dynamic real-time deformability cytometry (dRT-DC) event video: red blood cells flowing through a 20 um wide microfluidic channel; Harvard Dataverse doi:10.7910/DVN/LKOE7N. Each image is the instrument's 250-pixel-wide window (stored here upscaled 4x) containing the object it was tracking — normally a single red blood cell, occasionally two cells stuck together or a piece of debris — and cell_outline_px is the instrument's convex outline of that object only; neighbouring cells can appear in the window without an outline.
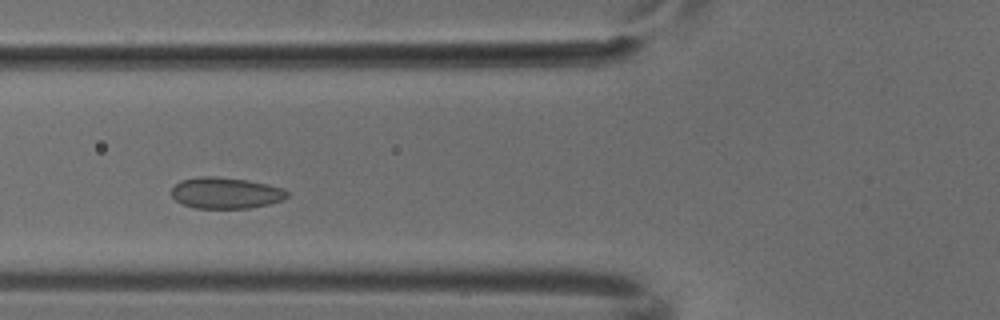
{"species": "common noctule bat (a hibernating species)", "species_latin": "Nyctalus noctula", "temperature_condition": "cold", "stored_images_in_passage": 5, "camera_frame_rate_fps": 3000, "um_per_image_px": 0.085, "animal": {"sex": "male", "body_mass_g": 18.8}, "frame": {"image": 1, "passage_image": 4, "time_ms": 1.0, "image_size_px": [1000, 320], "cell_outline_px": [[288, 196], [284, 200], [268, 204], [248, 208], [196, 208], [184, 204], [176, 200], [172, 196], [172, 188], [180, 180], [200, 176], [216, 176], [248, 180], [268, 184], [284, 188], [288, 192]], "centroid_in_image_um": [19.21, 16.39], "position_along_channel_um": 106.6, "area_um2": 21.1}}
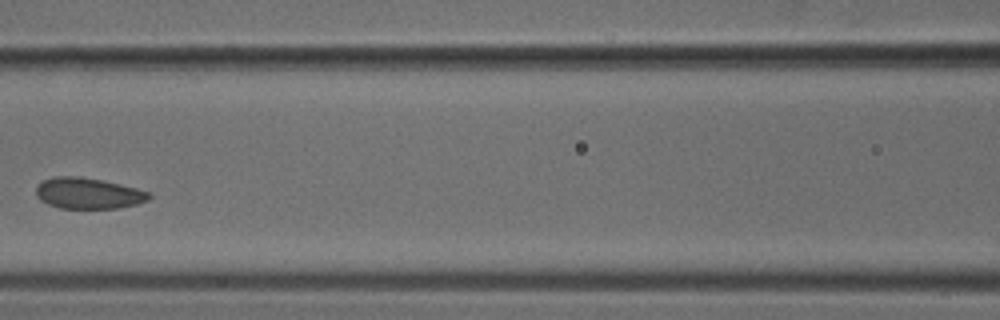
{"frame": {"image": 2, "passage_image": 5, "time_ms": 1.333, "image_size_px": [1000, 320], "cell_outline_px": [[152, 196], [148, 200], [136, 204], [116, 208], [60, 208], [48, 204], [40, 200], [36, 196], [36, 188], [44, 180], [52, 176], [76, 176], [100, 180], [120, 184], [136, 188], [148, 192]], "centroid_in_image_um": [7.48, 16.43], "position_along_channel_um": 159.1, "area_um2": 20.23}}